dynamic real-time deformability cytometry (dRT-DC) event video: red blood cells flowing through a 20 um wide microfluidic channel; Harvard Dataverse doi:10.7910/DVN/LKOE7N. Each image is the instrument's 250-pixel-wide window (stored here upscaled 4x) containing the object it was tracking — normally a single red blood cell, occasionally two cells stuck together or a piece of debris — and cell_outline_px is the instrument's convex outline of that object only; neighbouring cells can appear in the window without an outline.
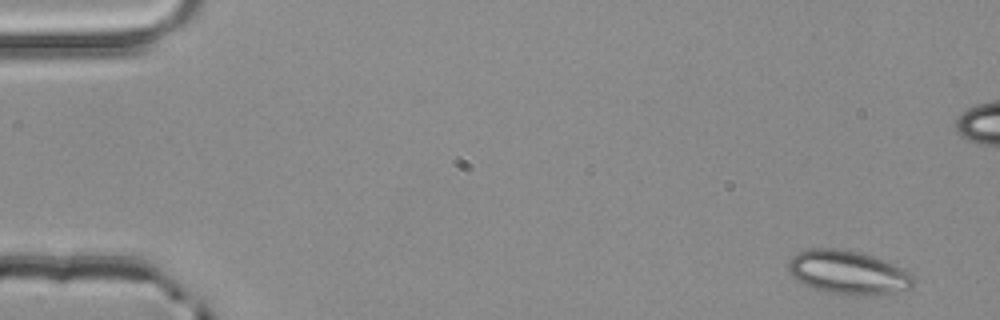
{"species": "common noctule bat (a hibernating species)", "species_latin": "Nyctalus noctula", "temperature_condition": "room temperature", "stored_images_in_passage": 4, "camera_frame_rate_fps": 3000, "um_per_image_px": 0.085, "animal": {"sex": "male", "body_mass_g": 20.4}, "frame": {"image": 1, "passage_image": 1, "time_ms": 0.0, "image_size_px": [1000, 320], "cell_outline_px": [[916, 280], [912, 288], [892, 292], [860, 296], [832, 292], [812, 288], [804, 284], [792, 276], [788, 272], [788, 260], [792, 256], [808, 248], [836, 248], [864, 252], [884, 260], [908, 272]], "centroid_in_image_um": [72.07, 23.14], "position_along_channel_um": 12.9, "area_um2": 31.79}}